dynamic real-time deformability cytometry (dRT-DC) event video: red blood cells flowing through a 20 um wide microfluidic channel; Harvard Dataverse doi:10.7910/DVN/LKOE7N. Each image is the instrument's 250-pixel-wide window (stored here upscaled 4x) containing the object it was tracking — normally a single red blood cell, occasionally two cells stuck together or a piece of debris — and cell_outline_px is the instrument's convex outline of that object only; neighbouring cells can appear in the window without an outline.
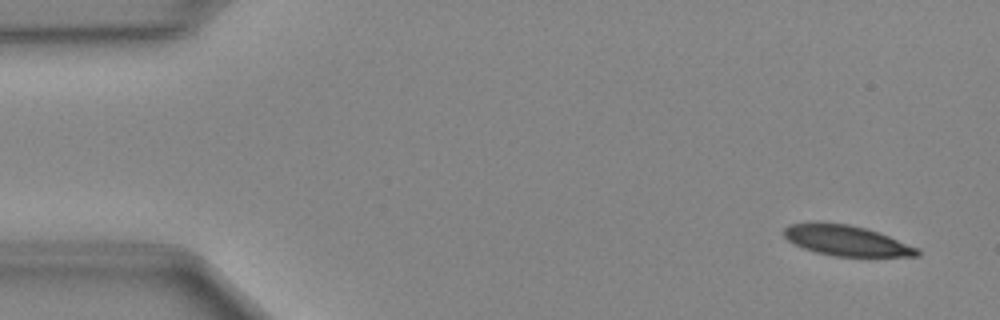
{"species": "Egyptian fruit bat (a non-hibernating species)", "species_latin": "Rousettus aegyptiacus", "temperature_condition": "cold", "stored_images_in_passage": 14, "camera_frame_rate_fps": 3000, "um_per_image_px": 0.085, "animal": {"sex": "female"}, "frame": {"image": 1, "passage_image": 3, "time_ms": 0.667, "image_size_px": [1000, 320], "cell_outline_px": [[920, 256], [832, 256], [816, 252], [804, 248], [788, 240], [784, 236], [784, 228], [788, 224], [848, 224], [864, 228], [888, 236], [920, 248]], "centroid_in_image_um": [71.99, 20.48], "position_along_channel_um": 13.0, "area_um2": 22.95}}
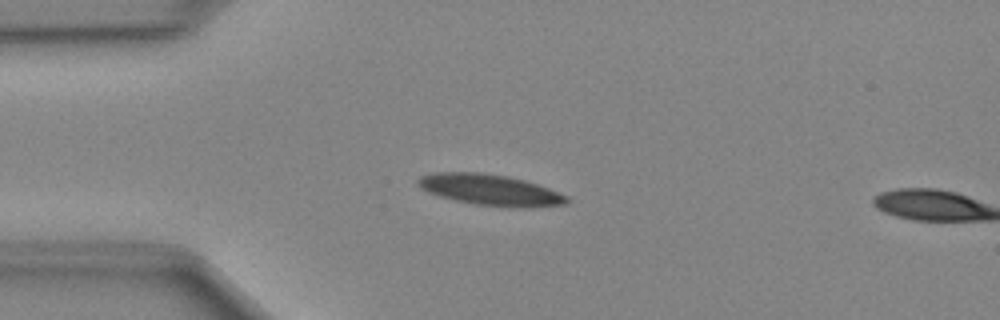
{"frame": {"image": 2, "passage_image": 12, "time_ms": 3.667, "image_size_px": [1000, 320], "cell_outline_px": [[572, 200], [568, 204], [532, 208], [520, 208], [476, 204], [456, 200], [440, 196], [428, 192], [420, 188], [416, 184], [416, 180], [420, 176], [432, 172], [480, 172], [508, 176], [524, 180], [548, 188], [568, 196]], "centroid_in_image_um": [41.69, 16.14], "position_along_channel_um": 43.3, "area_um2": 27.17}}